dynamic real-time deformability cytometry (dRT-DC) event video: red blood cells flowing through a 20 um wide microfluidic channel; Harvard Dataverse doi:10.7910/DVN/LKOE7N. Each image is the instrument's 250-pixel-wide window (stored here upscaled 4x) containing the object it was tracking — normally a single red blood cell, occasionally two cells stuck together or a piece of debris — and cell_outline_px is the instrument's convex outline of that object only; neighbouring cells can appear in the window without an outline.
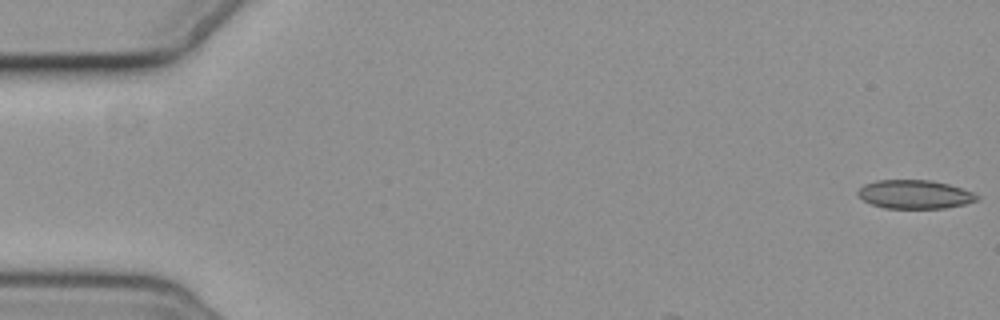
{"species": "common noctule bat (a hibernating species)", "species_latin": "Nyctalus noctula", "temperature_condition": "cold", "stored_images_in_passage": 3, "camera_frame_rate_fps": 3000, "um_per_image_px": 0.085, "animal": {"sex": "female", "body_mass_g": 19.3, "forearm_length_mm": 54.1}, "frame": {"image": 1, "passage_image": 1, "time_ms": 0.0, "image_size_px": [1000, 320], "cell_outline_px": [[980, 200], [964, 204], [944, 208], [884, 208], [872, 204], [864, 200], [856, 192], [864, 184], [876, 180], [932, 180], [948, 184], [972, 192], [980, 196]], "centroid_in_image_um": [77.76, 16.52], "position_along_channel_um": 7.2, "area_um2": 19.83}}